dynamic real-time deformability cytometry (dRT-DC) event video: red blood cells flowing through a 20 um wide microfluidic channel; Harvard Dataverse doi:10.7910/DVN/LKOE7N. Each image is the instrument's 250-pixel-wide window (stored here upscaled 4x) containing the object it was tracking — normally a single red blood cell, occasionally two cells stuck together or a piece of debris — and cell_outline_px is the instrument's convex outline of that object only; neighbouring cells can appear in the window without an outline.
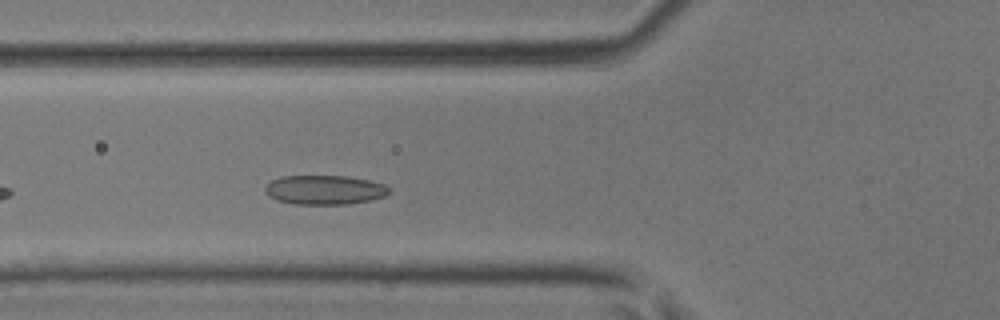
{"species": "common noctule bat (a hibernating species)", "species_latin": "Nyctalus noctula", "temperature_condition": "room temperature", "stored_images_in_passage": 31, "camera_frame_rate_fps": 3000, "um_per_image_px": 0.085, "animal": {"sex": "male", "body_mass_g": 17.9, "forearm_length_mm": 54.2}, "frame": {"image": 1, "passage_image": 6, "time_ms": 1.667, "image_size_px": [1000, 320], "cell_outline_px": [[392, 192], [384, 196], [368, 200], [348, 204], [296, 204], [276, 200], [268, 196], [264, 192], [264, 188], [272, 180], [284, 176], [348, 176], [368, 180], [384, 184]], "centroid_in_image_um": [27.57, 16.14], "position_along_channel_um": 98.2, "area_um2": 21.1}}
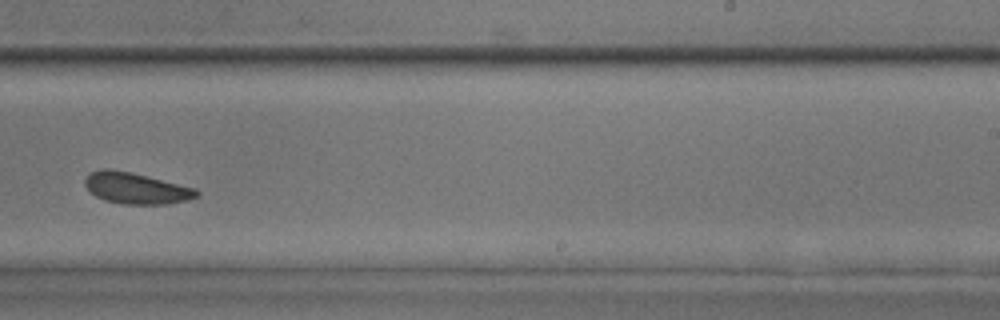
{"frame": {"image": 2, "passage_image": 18, "time_ms": 5.667, "image_size_px": [1000, 320], "cell_outline_px": [[200, 196], [184, 200], [164, 204], [120, 204], [104, 200], [96, 196], [84, 184], [84, 180], [92, 172], [104, 168], [108, 168], [128, 172], [196, 188], [200, 192]], "centroid_in_image_um": [11.57, 16.01], "position_along_channel_um": 277.4, "area_um2": 19.94}}
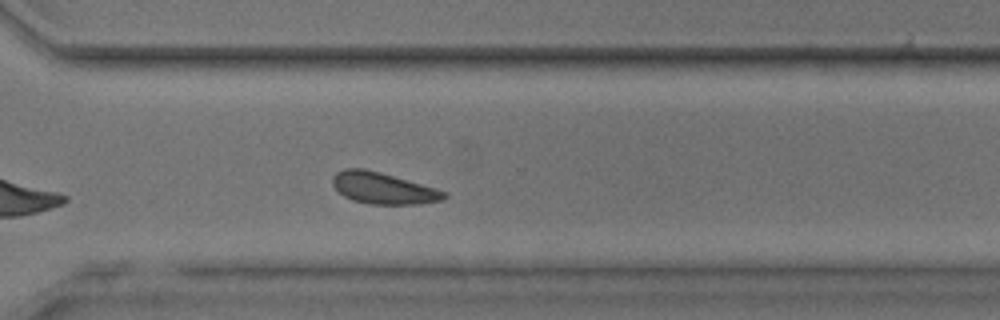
{"frame": {"image": 3, "passage_image": 22, "time_ms": 7.0, "image_size_px": [1000, 320], "cell_outline_px": [[448, 196], [444, 200], [416, 204], [368, 204], [352, 200], [344, 196], [332, 184], [332, 176], [336, 172], [344, 168], [364, 168], [380, 172], [436, 188], [448, 192]], "centroid_in_image_um": [32.57, 15.99], "position_along_channel_um": 338.0, "area_um2": 20.52}}